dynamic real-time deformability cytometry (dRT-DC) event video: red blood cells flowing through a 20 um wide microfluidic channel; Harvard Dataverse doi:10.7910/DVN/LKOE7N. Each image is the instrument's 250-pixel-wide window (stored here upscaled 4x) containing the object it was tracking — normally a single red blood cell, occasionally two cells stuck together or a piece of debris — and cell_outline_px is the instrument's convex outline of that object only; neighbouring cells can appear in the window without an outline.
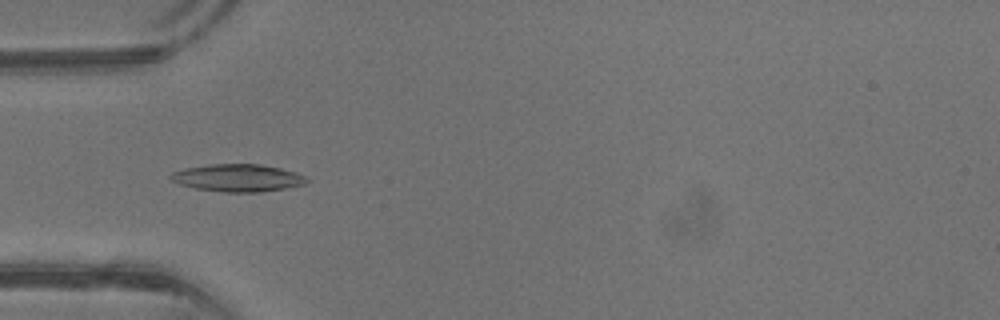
{"species": "common noctule bat (a hibernating species)", "species_latin": "Nyctalus noctula", "temperature_condition": "warm", "stored_images_in_passage": 41, "camera_frame_rate_fps": 3000, "um_per_image_px": 0.085, "animal": {"sex": "male", "body_mass_g": 13.3}, "frame": {"image": 1, "passage_image": 13, "time_ms": 4.0, "image_size_px": [1000, 320], "cell_outline_px": [[312, 180], [304, 184], [284, 188], [260, 192], [220, 192], [196, 188], [180, 184], [172, 180], [168, 176], [172, 172], [184, 168], [208, 164], [260, 164], [280, 168], [296, 172]], "centroid_in_image_um": [20.21, 15.11], "position_along_channel_um": 64.8, "area_um2": 21.79}}
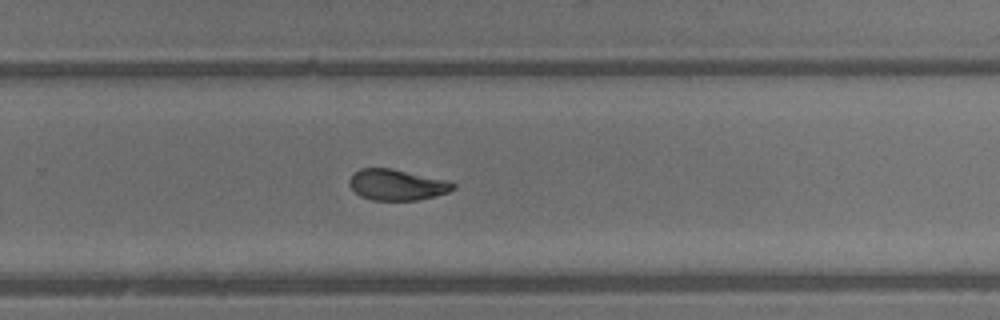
{"frame": {"image": 2, "passage_image": 27, "time_ms": 8.667, "image_size_px": [1000, 320], "cell_outline_px": [[456, 188], [448, 192], [416, 200], [372, 200], [360, 196], [348, 184], [348, 180], [360, 168], [392, 168], [444, 180], [456, 184]], "centroid_in_image_um": [33.71, 15.7], "position_along_channel_um": 296.1, "area_um2": 18.44}}
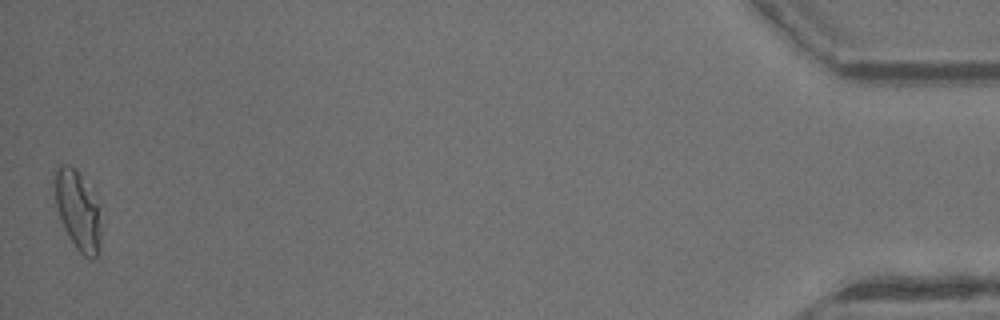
{"frame": {"image": 3, "passage_image": 41, "time_ms": 13.333, "image_size_px": [1000, 320], "cell_outline_px": [[100, 248], [96, 256], [92, 260], [88, 260], [76, 248], [68, 236], [64, 228], [56, 204], [52, 184], [52, 172], [60, 164], [68, 164], [80, 176], [100, 204]], "centroid_in_image_um": [6.59, 17.88], "position_along_channel_um": 428.6, "area_um2": 21.68}, "authors_computed_cell_mechanics": {"area_um2": 19.652, "velocity_mm_per_s": 4.9686, "shape_relaxation_time_tau1_ms": 7.5597, "shape_relaxation_time_tau2_ms": 2.0361, "deformation_change_tau1": 0.2435, "deformation_change_tau2": 0.0766}}